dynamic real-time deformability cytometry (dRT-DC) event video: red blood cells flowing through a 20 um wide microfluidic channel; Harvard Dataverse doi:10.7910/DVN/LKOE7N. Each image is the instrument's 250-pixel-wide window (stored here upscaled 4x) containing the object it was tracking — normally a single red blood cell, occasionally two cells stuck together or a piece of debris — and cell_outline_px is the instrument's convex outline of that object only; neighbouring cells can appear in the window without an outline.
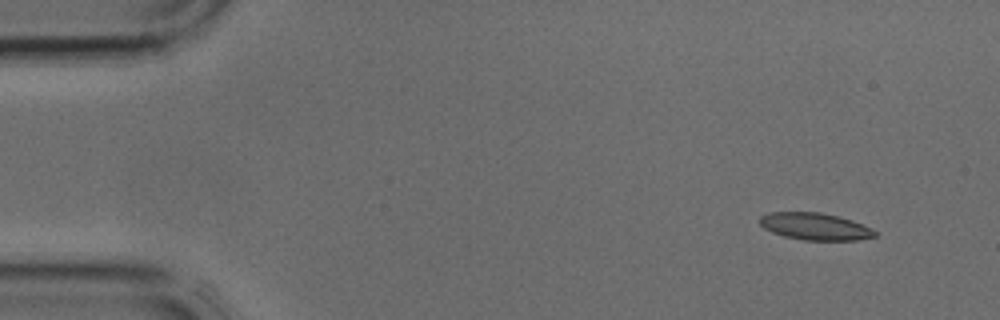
{"species": "common noctule bat (a hibernating species)", "species_latin": "Nyctalus noctula", "temperature_condition": "cold", "stored_images_in_passage": 3, "camera_frame_rate_fps": 3000, "um_per_image_px": 0.085, "animal": {"sex": "male", "body_mass_g": 17.9, "forearm_length_mm": 54.2}, "frame": {"image": 1, "passage_image": 1, "time_ms": 0.0, "image_size_px": [1000, 320], "cell_outline_px": [[880, 232], [876, 236], [856, 240], [804, 240], [784, 236], [772, 232], [764, 228], [760, 224], [760, 216], [768, 212], [820, 212], [852, 220], [872, 228]], "centroid_in_image_um": [69.3, 19.25], "position_along_channel_um": 15.7, "area_um2": 18.21}}
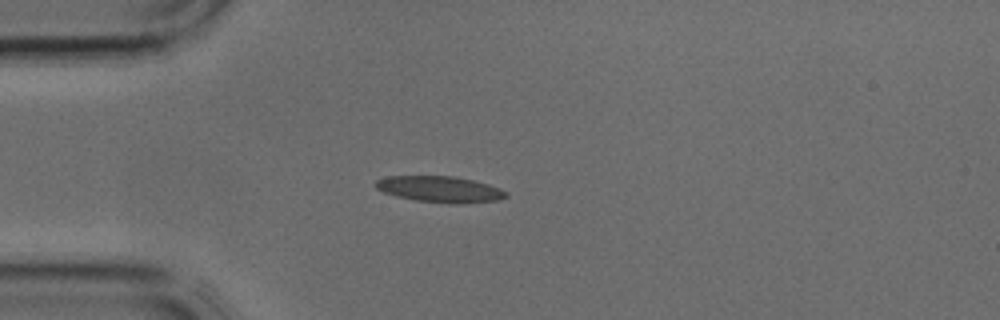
{"frame": {"image": 2, "passage_image": 3, "time_ms": 0.667, "image_size_px": [1000, 320], "cell_outline_px": [[508, 196], [500, 200], [452, 204], [416, 200], [396, 196], [384, 192], [376, 188], [372, 184], [376, 180], [384, 176], [456, 176], [488, 184], [500, 188], [508, 192]], "centroid_in_image_um": [37.38, 16.08], "position_along_channel_um": 47.6, "area_um2": 20.0}}